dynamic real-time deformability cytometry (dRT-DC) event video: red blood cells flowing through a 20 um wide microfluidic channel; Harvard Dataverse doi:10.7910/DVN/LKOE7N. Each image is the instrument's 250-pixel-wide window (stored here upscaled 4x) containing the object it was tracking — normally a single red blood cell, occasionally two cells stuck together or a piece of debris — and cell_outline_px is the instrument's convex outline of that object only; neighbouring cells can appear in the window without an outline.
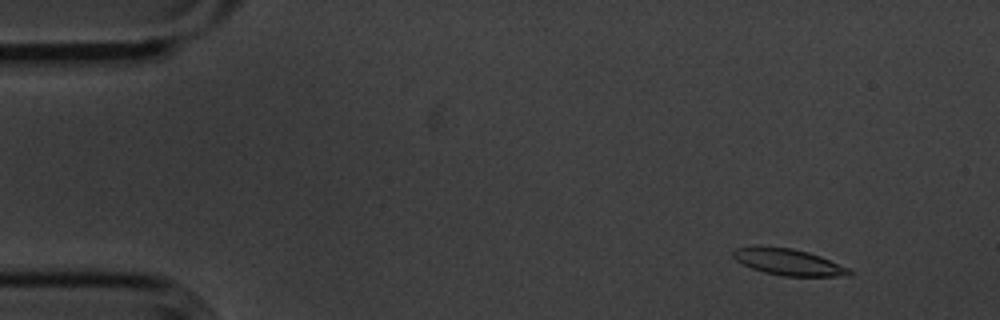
{"species": "common noctule bat (a hibernating species)", "species_latin": "Nyctalus noctula", "temperature_condition": "cold", "stored_images_in_passage": 56, "camera_frame_rate_fps": 3000, "um_per_image_px": 0.085, "animal": {"sex": "male", "body_mass_g": 20.1, "forearm_length_mm": 53.5}, "frame": {"image": 1, "passage_image": 6, "time_ms": 1.667, "image_size_px": [1000, 320], "cell_outline_px": [[856, 272], [852, 276], [784, 276], [764, 272], [752, 268], [736, 260], [732, 256], [732, 252], [736, 248], [792, 248], [808, 252], [820, 256], [852, 268]], "centroid_in_image_um": [67.17, 22.31], "position_along_channel_um": 17.8, "area_um2": 17.63}}
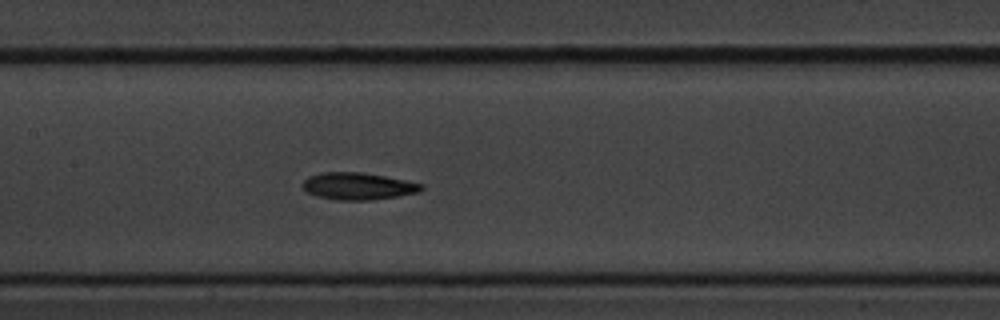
{"frame": {"image": 2, "passage_image": 27, "time_ms": 8.667, "image_size_px": [1000, 320], "cell_outline_px": [[424, 188], [420, 192], [400, 196], [368, 200], [340, 200], [316, 196], [308, 192], [300, 184], [308, 176], [320, 172], [360, 172], [384, 176], [424, 184]], "centroid_in_image_um": [30.43, 15.82], "position_along_channel_um": 177.0, "area_um2": 18.79}}
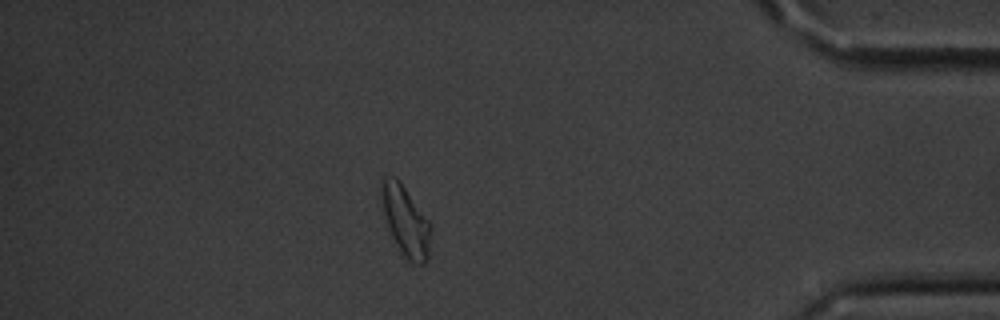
{"frame": {"image": 3, "passage_image": 49, "time_ms": 16.0, "image_size_px": [1000, 320], "cell_outline_px": [[432, 228], [428, 260], [424, 264], [412, 264], [400, 252], [388, 228], [384, 216], [380, 196], [380, 180], [384, 176], [396, 176], [400, 180], [432, 224]], "centroid_in_image_um": [34.48, 18.76], "position_along_channel_um": 400.7, "area_um2": 20.81}, "authors_computed_cell_mechanics": {"area_um2": 18.4671, "velocity_mm_per_s": 3.5872, "shape_relaxation_time_tau1_ms": 3.4872, "shape_relaxation_time_tau2_ms": 7.3136, "deformation_change_tau1": 0.1035, "deformation_change_tau2": 0.1514}}